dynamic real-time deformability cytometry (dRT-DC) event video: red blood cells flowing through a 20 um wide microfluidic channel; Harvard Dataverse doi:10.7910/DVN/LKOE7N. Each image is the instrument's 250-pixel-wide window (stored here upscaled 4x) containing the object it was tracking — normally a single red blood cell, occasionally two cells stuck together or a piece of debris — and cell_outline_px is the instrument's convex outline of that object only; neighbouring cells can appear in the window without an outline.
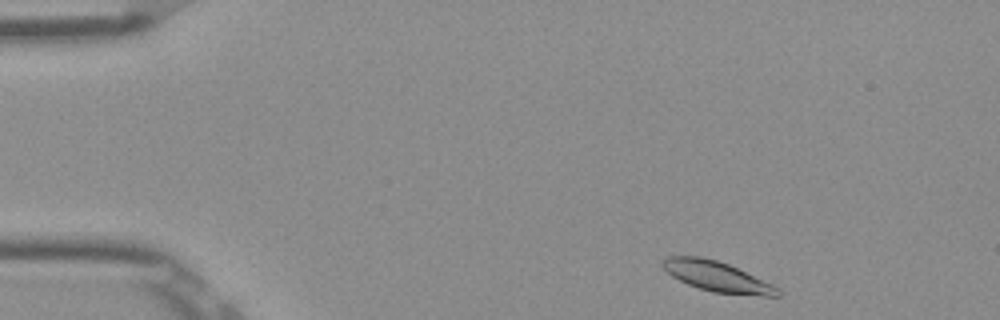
{"species": "Egyptian fruit bat (a non-hibernating species)", "species_latin": "Rousettus aegyptiacus", "temperature_condition": "room temperature", "stored_images_in_passage": 48, "camera_frame_rate_fps": 3000, "um_per_image_px": 0.085, "frame": {"image": 1, "passage_image": 2, "time_ms": 0.333, "image_size_px": [1000, 320], "cell_outline_px": [[780, 296], [764, 296], [712, 292], [688, 284], [672, 276], [660, 264], [664, 256], [700, 256], [716, 260], [728, 264], [772, 284], [780, 288]], "centroid_in_image_um": [60.93, 23.5], "position_along_channel_um": 24.1, "area_um2": 20.11}}
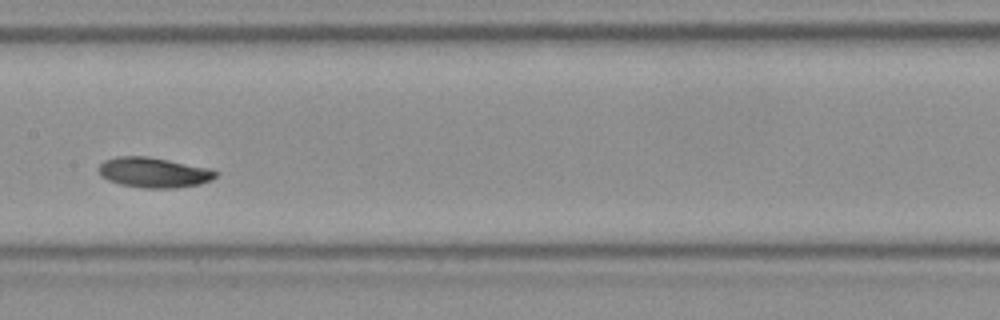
{"frame": {"image": 2, "passage_image": 22, "time_ms": 7.0, "image_size_px": [1000, 320], "cell_outline_px": [[220, 172], [212, 180], [200, 184], [176, 188], [144, 188], [120, 184], [108, 180], [100, 176], [96, 168], [104, 160], [116, 156], [148, 156], [212, 168]], "centroid_in_image_um": [13.08, 14.65], "position_along_channel_um": 194.3, "area_um2": 20.98}}
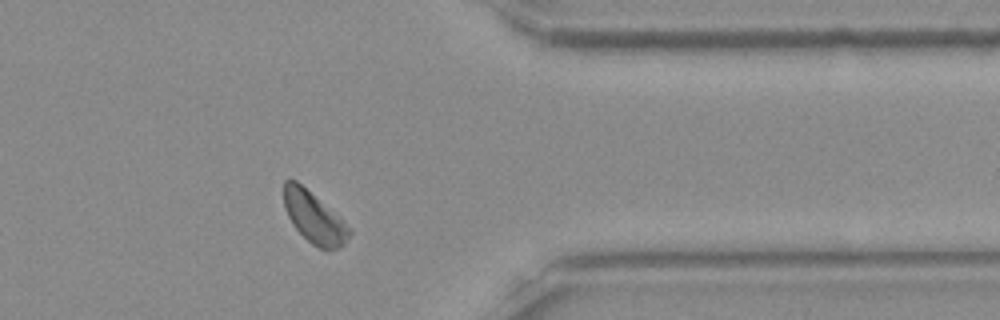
{"frame": {"image": 3, "passage_image": 38, "time_ms": 12.333, "image_size_px": [1000, 320], "cell_outline_px": [[352, 232], [344, 244], [340, 248], [320, 248], [312, 244], [292, 224], [284, 208], [284, 180], [296, 180], [340, 216], [352, 228]], "centroid_in_image_um": [26.72, 18.48], "position_along_channel_um": 384.7, "area_um2": 19.42}, "authors_computed_cell_mechanics": {"area_um2": 20.1144, "velocity_mm_per_s": 3.8089, "shape_relaxation_time_tau1_ms": 2.2831, "shape_relaxation_time_tau2_ms": null, "deformation_change_tau1": 0.074, "deformation_change_tau2": null}}